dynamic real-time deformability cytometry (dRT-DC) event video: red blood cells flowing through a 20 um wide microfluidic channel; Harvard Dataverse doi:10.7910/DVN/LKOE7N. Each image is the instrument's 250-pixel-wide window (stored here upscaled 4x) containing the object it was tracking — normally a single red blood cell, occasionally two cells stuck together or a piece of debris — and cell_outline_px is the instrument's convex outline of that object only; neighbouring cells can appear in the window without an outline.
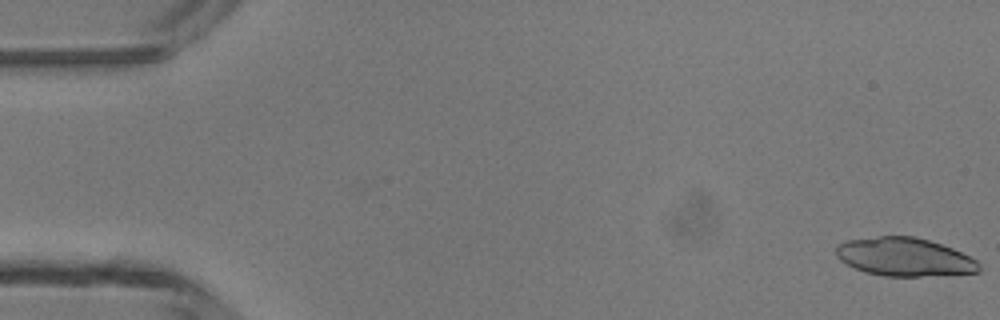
{"species": "common noctule bat (a hibernating species)", "species_latin": "Nyctalus noctula", "temperature_condition": "room temperature", "stored_images_in_passage": 4, "camera_frame_rate_fps": 3000, "um_per_image_px": 0.085, "animal": {"sex": "male", "body_mass_g": 13.3}, "frame": {"image": 1, "passage_image": 1, "time_ms": 0.0, "image_size_px": [1000, 320], "cell_outline_px": [[980, 272], [920, 276], [884, 276], [864, 272], [840, 260], [836, 256], [836, 244], [848, 240], [880, 236], [912, 236], [928, 240], [952, 248], [976, 260], [980, 264]], "centroid_in_image_um": [76.86, 21.84], "position_along_channel_um": 8.1, "area_um2": 31.73}}